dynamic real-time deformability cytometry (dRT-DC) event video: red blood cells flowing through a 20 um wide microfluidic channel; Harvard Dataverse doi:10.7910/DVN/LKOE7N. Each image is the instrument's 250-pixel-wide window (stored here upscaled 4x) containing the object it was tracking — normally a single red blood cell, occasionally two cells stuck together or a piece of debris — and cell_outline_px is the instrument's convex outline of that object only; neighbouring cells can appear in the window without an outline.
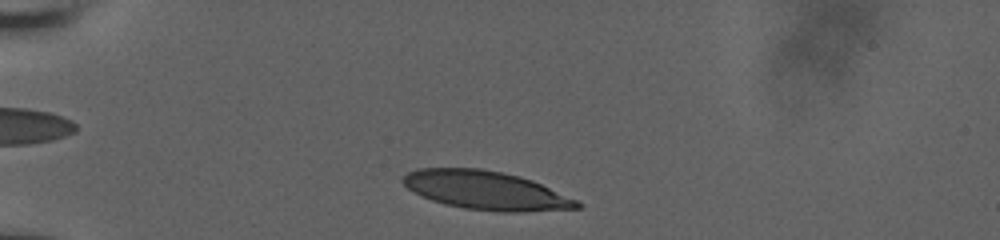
{"species": "human", "species_latin": "Homo sapiens", "temperature_condition": "room temperature", "stored_images_in_passage": 32, "camera_frame_rate_fps": 3000, "um_per_image_px": 0.085, "donor": {"sex": "male"}, "frame": {"image": 1, "passage_image": 3, "time_ms": 0.667, "image_size_px": [1000, 240], "cell_outline_px": [[584, 204], [580, 208], [520, 212], [500, 212], [464, 208], [444, 204], [432, 200], [412, 192], [400, 180], [408, 172], [416, 168], [480, 168], [504, 172], [520, 176], [532, 180], [576, 200]], "centroid_in_image_um": [41.27, 16.18], "position_along_channel_um": 43.7, "area_um2": 39.19}}
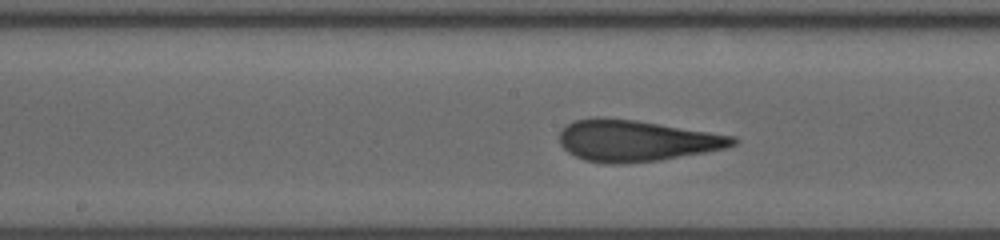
{"frame": {"image": 2, "passage_image": 18, "time_ms": 5.667, "image_size_px": [1000, 240], "cell_outline_px": [[740, 140], [736, 144], [728, 148], [660, 160], [620, 164], [604, 164], [584, 160], [568, 152], [560, 144], [560, 132], [572, 120], [636, 120], [736, 136]], "centroid_in_image_um": [54.16, 12.0], "position_along_channel_um": 194.0, "area_um2": 41.1}}
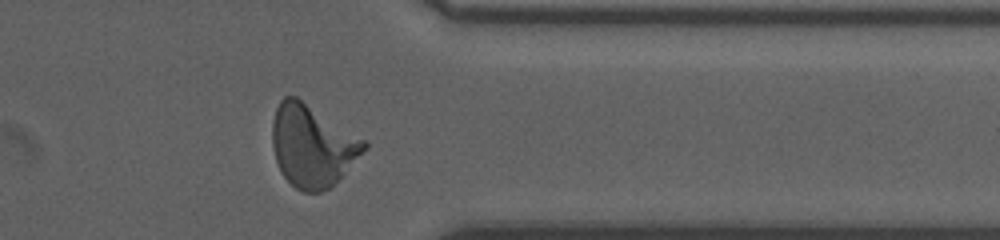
{"frame": {"image": 3, "passage_image": 30, "time_ms": 9.667, "image_size_px": [1000, 240], "cell_outline_px": [[368, 148], [328, 188], [320, 192], [304, 192], [296, 188], [280, 172], [276, 160], [272, 144], [272, 120], [276, 108], [280, 100], [284, 96], [296, 96], [368, 140]], "centroid_in_image_um": [26.55, 12.35], "position_along_channel_um": 384.9, "area_um2": 43.87}, "authors_computed_cell_mechanics": {"area_um2": 40.9513, "velocity_mm_per_s": 3.9426, "shape_relaxation_time_tau1_ms": 9.3309, "shape_relaxation_time_tau2_ms": 0.986, "deformation_change_tau1": 0.3509, "deformation_change_tau2": 0.0963}}